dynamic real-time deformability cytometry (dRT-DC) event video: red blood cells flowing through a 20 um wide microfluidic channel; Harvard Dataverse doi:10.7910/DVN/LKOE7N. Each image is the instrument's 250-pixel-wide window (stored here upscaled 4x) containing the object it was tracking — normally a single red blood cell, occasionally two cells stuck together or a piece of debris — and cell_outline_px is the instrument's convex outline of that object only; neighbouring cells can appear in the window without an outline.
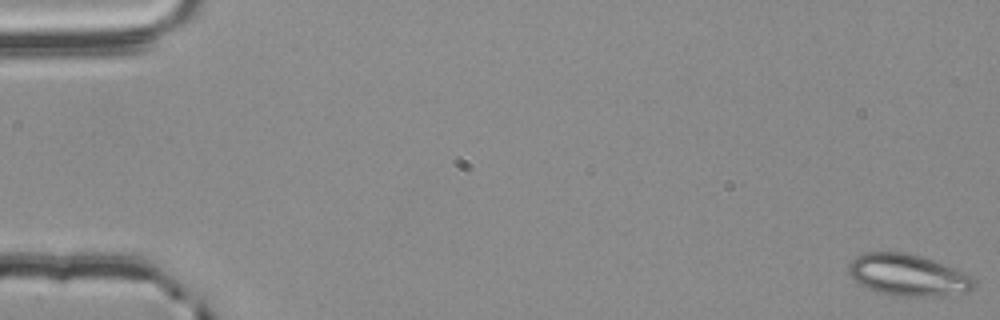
{"species": "common noctule bat (a hibernating species)", "species_latin": "Nyctalus noctula", "temperature_condition": "room temperature", "stored_images_in_passage": 57, "camera_frame_rate_fps": 3000, "um_per_image_px": 0.085, "animal": {"sex": "male", "body_mass_g": 20.4}, "frame": {"image": 1, "passage_image": 1, "time_ms": 0.0, "image_size_px": [1000, 320], "cell_outline_px": [[976, 288], [964, 292], [936, 296], [892, 296], [868, 288], [860, 284], [848, 272], [848, 264], [856, 256], [864, 252], [908, 252], [924, 256], [972, 276], [976, 284]], "centroid_in_image_um": [77.18, 23.37], "position_along_channel_um": 7.8, "area_um2": 30.46}}
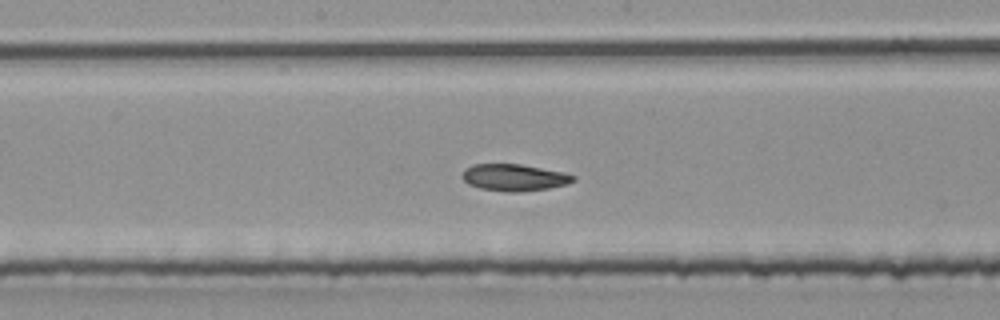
{"frame": {"image": 2, "passage_image": 30, "time_ms": 9.667, "image_size_px": [1000, 320], "cell_outline_px": [[576, 180], [568, 184], [548, 188], [520, 192], [508, 192], [480, 188], [468, 184], [460, 176], [464, 168], [472, 164], [520, 164], [564, 172], [576, 176]], "centroid_in_image_um": [43.69, 15.08], "position_along_channel_um": 204.5, "area_um2": 17.51}}
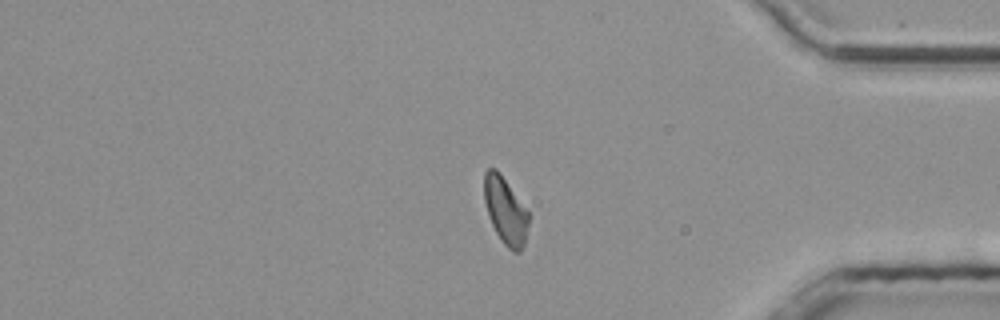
{"frame": {"image": 3, "passage_image": 47, "time_ms": 15.333, "image_size_px": [1000, 320], "cell_outline_px": [[528, 228], [524, 244], [520, 252], [512, 252], [504, 244], [496, 232], [488, 216], [484, 200], [484, 172], [488, 168], [496, 168], [528, 212]], "centroid_in_image_um": [42.94, 17.92], "position_along_channel_um": 392.3, "area_um2": 17.05}, "authors_computed_cell_mechanics": {"area_um2": 17.6868, "velocity_mm_per_s": 3.7722, "shape_relaxation_time_tau1_ms": null, "shape_relaxation_time_tau2_ms": 8.4455, "deformation_change_tau1": null, "deformation_change_tau2": 0.1334}}